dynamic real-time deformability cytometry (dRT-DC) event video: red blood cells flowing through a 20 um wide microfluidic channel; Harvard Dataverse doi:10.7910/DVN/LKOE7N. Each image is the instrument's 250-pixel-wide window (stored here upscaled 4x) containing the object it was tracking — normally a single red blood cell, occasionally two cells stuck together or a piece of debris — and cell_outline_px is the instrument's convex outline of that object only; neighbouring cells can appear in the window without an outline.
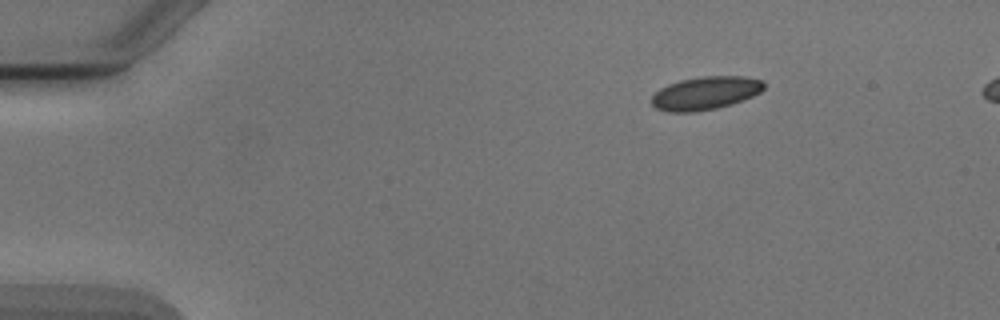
{"species": "Egyptian fruit bat (a non-hibernating species)", "species_latin": "Rousettus aegyptiacus", "temperature_condition": "cold", "stored_images_in_passage": 4, "segment_of_instrument_passage": [1, 2], "camera_frame_rate_fps": 3000, "um_per_image_px": 0.085, "animal": {"sex": "male"}, "frame": {"image": 1, "passage_image": 1, "time_ms": 0.0, "image_size_px": [1000, 320], "cell_outline_px": [[764, 88], [760, 92], [752, 96], [732, 104], [716, 108], [692, 112], [668, 112], [656, 108], [652, 104], [652, 96], [660, 88], [668, 84], [680, 80], [704, 76], [744, 76], [764, 80]], "centroid_in_image_um": [59.97, 7.91], "position_along_channel_um": 25.0, "area_um2": 21.68}}